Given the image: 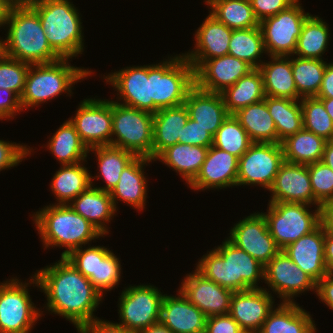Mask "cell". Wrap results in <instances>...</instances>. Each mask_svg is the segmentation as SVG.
Listing matches in <instances>:
<instances>
[{
    "mask_svg": "<svg viewBox=\"0 0 333 333\" xmlns=\"http://www.w3.org/2000/svg\"><path fill=\"white\" fill-rule=\"evenodd\" d=\"M36 271L30 285L35 284L47 296L45 307L49 312L64 317L77 329L97 319L93 312L103 296L65 257Z\"/></svg>",
    "mask_w": 333,
    "mask_h": 333,
    "instance_id": "6da1fadb",
    "label": "cell"
},
{
    "mask_svg": "<svg viewBox=\"0 0 333 333\" xmlns=\"http://www.w3.org/2000/svg\"><path fill=\"white\" fill-rule=\"evenodd\" d=\"M4 25L3 54L29 64L51 63L61 57L51 48L38 13L30 5H11Z\"/></svg>",
    "mask_w": 333,
    "mask_h": 333,
    "instance_id": "7a4b0ae2",
    "label": "cell"
},
{
    "mask_svg": "<svg viewBox=\"0 0 333 333\" xmlns=\"http://www.w3.org/2000/svg\"><path fill=\"white\" fill-rule=\"evenodd\" d=\"M196 270L233 292L261 288L258 281L264 280V266L228 239L203 255Z\"/></svg>",
    "mask_w": 333,
    "mask_h": 333,
    "instance_id": "3957f363",
    "label": "cell"
},
{
    "mask_svg": "<svg viewBox=\"0 0 333 333\" xmlns=\"http://www.w3.org/2000/svg\"><path fill=\"white\" fill-rule=\"evenodd\" d=\"M33 221L40 234L43 246L66 247L61 257L92 240L104 237L87 219L75 212L69 204H50L34 213Z\"/></svg>",
    "mask_w": 333,
    "mask_h": 333,
    "instance_id": "277c9868",
    "label": "cell"
},
{
    "mask_svg": "<svg viewBox=\"0 0 333 333\" xmlns=\"http://www.w3.org/2000/svg\"><path fill=\"white\" fill-rule=\"evenodd\" d=\"M30 6L38 13L51 48L71 59L82 54L84 43L81 17L69 0H40Z\"/></svg>",
    "mask_w": 333,
    "mask_h": 333,
    "instance_id": "5b68a950",
    "label": "cell"
},
{
    "mask_svg": "<svg viewBox=\"0 0 333 333\" xmlns=\"http://www.w3.org/2000/svg\"><path fill=\"white\" fill-rule=\"evenodd\" d=\"M68 60L60 58L51 63L30 64L20 96L23 110L54 99L62 92L71 95L73 84L93 73L85 68L71 66Z\"/></svg>",
    "mask_w": 333,
    "mask_h": 333,
    "instance_id": "8992f818",
    "label": "cell"
},
{
    "mask_svg": "<svg viewBox=\"0 0 333 333\" xmlns=\"http://www.w3.org/2000/svg\"><path fill=\"white\" fill-rule=\"evenodd\" d=\"M195 86V70L183 55L150 65V98L153 114L159 109L184 104L188 92Z\"/></svg>",
    "mask_w": 333,
    "mask_h": 333,
    "instance_id": "52a82bcc",
    "label": "cell"
},
{
    "mask_svg": "<svg viewBox=\"0 0 333 333\" xmlns=\"http://www.w3.org/2000/svg\"><path fill=\"white\" fill-rule=\"evenodd\" d=\"M112 136V146L152 160V113L112 101Z\"/></svg>",
    "mask_w": 333,
    "mask_h": 333,
    "instance_id": "ba28073f",
    "label": "cell"
},
{
    "mask_svg": "<svg viewBox=\"0 0 333 333\" xmlns=\"http://www.w3.org/2000/svg\"><path fill=\"white\" fill-rule=\"evenodd\" d=\"M266 218L270 234L282 250L288 244L311 233L320 225V207L312 212L311 205L293 202H269Z\"/></svg>",
    "mask_w": 333,
    "mask_h": 333,
    "instance_id": "9c48e42d",
    "label": "cell"
},
{
    "mask_svg": "<svg viewBox=\"0 0 333 333\" xmlns=\"http://www.w3.org/2000/svg\"><path fill=\"white\" fill-rule=\"evenodd\" d=\"M163 294L154 285L129 286L119 298L117 323L130 333H140L144 328L160 321Z\"/></svg>",
    "mask_w": 333,
    "mask_h": 333,
    "instance_id": "30bf717a",
    "label": "cell"
},
{
    "mask_svg": "<svg viewBox=\"0 0 333 333\" xmlns=\"http://www.w3.org/2000/svg\"><path fill=\"white\" fill-rule=\"evenodd\" d=\"M9 280L0 284V333H29L43 313L32 302L29 283Z\"/></svg>",
    "mask_w": 333,
    "mask_h": 333,
    "instance_id": "8fae6325",
    "label": "cell"
},
{
    "mask_svg": "<svg viewBox=\"0 0 333 333\" xmlns=\"http://www.w3.org/2000/svg\"><path fill=\"white\" fill-rule=\"evenodd\" d=\"M310 14L297 0L286 10L259 23L264 47L269 56H293L303 25Z\"/></svg>",
    "mask_w": 333,
    "mask_h": 333,
    "instance_id": "7c38bea8",
    "label": "cell"
},
{
    "mask_svg": "<svg viewBox=\"0 0 333 333\" xmlns=\"http://www.w3.org/2000/svg\"><path fill=\"white\" fill-rule=\"evenodd\" d=\"M283 162L281 143L253 142L239 158L236 186L257 184L269 190Z\"/></svg>",
    "mask_w": 333,
    "mask_h": 333,
    "instance_id": "4fadbf2b",
    "label": "cell"
},
{
    "mask_svg": "<svg viewBox=\"0 0 333 333\" xmlns=\"http://www.w3.org/2000/svg\"><path fill=\"white\" fill-rule=\"evenodd\" d=\"M74 118H69L75 126L81 141L92 148L111 145L112 100L84 99L80 102Z\"/></svg>",
    "mask_w": 333,
    "mask_h": 333,
    "instance_id": "5bb4252c",
    "label": "cell"
},
{
    "mask_svg": "<svg viewBox=\"0 0 333 333\" xmlns=\"http://www.w3.org/2000/svg\"><path fill=\"white\" fill-rule=\"evenodd\" d=\"M227 238L239 249L244 250L264 267L281 250L270 234L263 213L250 214L234 224Z\"/></svg>",
    "mask_w": 333,
    "mask_h": 333,
    "instance_id": "9a60e30c",
    "label": "cell"
},
{
    "mask_svg": "<svg viewBox=\"0 0 333 333\" xmlns=\"http://www.w3.org/2000/svg\"><path fill=\"white\" fill-rule=\"evenodd\" d=\"M264 281L285 303H294V296L307 290L316 291V282L283 250H280L264 267Z\"/></svg>",
    "mask_w": 333,
    "mask_h": 333,
    "instance_id": "2e32d148",
    "label": "cell"
},
{
    "mask_svg": "<svg viewBox=\"0 0 333 333\" xmlns=\"http://www.w3.org/2000/svg\"><path fill=\"white\" fill-rule=\"evenodd\" d=\"M184 278L178 290L207 318L229 313L233 291L205 278L196 269Z\"/></svg>",
    "mask_w": 333,
    "mask_h": 333,
    "instance_id": "e0dca14e",
    "label": "cell"
},
{
    "mask_svg": "<svg viewBox=\"0 0 333 333\" xmlns=\"http://www.w3.org/2000/svg\"><path fill=\"white\" fill-rule=\"evenodd\" d=\"M120 95L115 101L153 114L150 98V65L126 67L104 78Z\"/></svg>",
    "mask_w": 333,
    "mask_h": 333,
    "instance_id": "ac0fdd59",
    "label": "cell"
},
{
    "mask_svg": "<svg viewBox=\"0 0 333 333\" xmlns=\"http://www.w3.org/2000/svg\"><path fill=\"white\" fill-rule=\"evenodd\" d=\"M272 196L269 202H293L316 205L307 165L284 161L269 188Z\"/></svg>",
    "mask_w": 333,
    "mask_h": 333,
    "instance_id": "d6986e66",
    "label": "cell"
},
{
    "mask_svg": "<svg viewBox=\"0 0 333 333\" xmlns=\"http://www.w3.org/2000/svg\"><path fill=\"white\" fill-rule=\"evenodd\" d=\"M254 68L231 55L206 60L195 71V85L206 92L222 93Z\"/></svg>",
    "mask_w": 333,
    "mask_h": 333,
    "instance_id": "ffe728a7",
    "label": "cell"
},
{
    "mask_svg": "<svg viewBox=\"0 0 333 333\" xmlns=\"http://www.w3.org/2000/svg\"><path fill=\"white\" fill-rule=\"evenodd\" d=\"M266 288H252L232 294L229 314L242 330L258 332L274 309V299Z\"/></svg>",
    "mask_w": 333,
    "mask_h": 333,
    "instance_id": "44dd1931",
    "label": "cell"
},
{
    "mask_svg": "<svg viewBox=\"0 0 333 333\" xmlns=\"http://www.w3.org/2000/svg\"><path fill=\"white\" fill-rule=\"evenodd\" d=\"M193 51L183 53L196 71L206 60L228 55L232 29L209 14L195 32Z\"/></svg>",
    "mask_w": 333,
    "mask_h": 333,
    "instance_id": "7402d4cb",
    "label": "cell"
},
{
    "mask_svg": "<svg viewBox=\"0 0 333 333\" xmlns=\"http://www.w3.org/2000/svg\"><path fill=\"white\" fill-rule=\"evenodd\" d=\"M239 158L213 145L196 178L188 185L193 190L236 186Z\"/></svg>",
    "mask_w": 333,
    "mask_h": 333,
    "instance_id": "603a6c76",
    "label": "cell"
},
{
    "mask_svg": "<svg viewBox=\"0 0 333 333\" xmlns=\"http://www.w3.org/2000/svg\"><path fill=\"white\" fill-rule=\"evenodd\" d=\"M325 232L319 225L311 233L282 249L287 256L316 283L328 274L325 265Z\"/></svg>",
    "mask_w": 333,
    "mask_h": 333,
    "instance_id": "cb8c5ba5",
    "label": "cell"
},
{
    "mask_svg": "<svg viewBox=\"0 0 333 333\" xmlns=\"http://www.w3.org/2000/svg\"><path fill=\"white\" fill-rule=\"evenodd\" d=\"M207 316L179 290L178 297L164 294L160 321L173 333H205Z\"/></svg>",
    "mask_w": 333,
    "mask_h": 333,
    "instance_id": "d4e9b609",
    "label": "cell"
},
{
    "mask_svg": "<svg viewBox=\"0 0 333 333\" xmlns=\"http://www.w3.org/2000/svg\"><path fill=\"white\" fill-rule=\"evenodd\" d=\"M184 105L188 110L189 118L196 121L213 137L230 115L221 93L206 92L196 85L188 92Z\"/></svg>",
    "mask_w": 333,
    "mask_h": 333,
    "instance_id": "484cf974",
    "label": "cell"
},
{
    "mask_svg": "<svg viewBox=\"0 0 333 333\" xmlns=\"http://www.w3.org/2000/svg\"><path fill=\"white\" fill-rule=\"evenodd\" d=\"M150 158L136 156L125 168L119 177V182L110 192L115 209L118 198L137 210L145 207L147 195V180L144 176V167L152 162ZM147 163V164H146Z\"/></svg>",
    "mask_w": 333,
    "mask_h": 333,
    "instance_id": "4316f807",
    "label": "cell"
},
{
    "mask_svg": "<svg viewBox=\"0 0 333 333\" xmlns=\"http://www.w3.org/2000/svg\"><path fill=\"white\" fill-rule=\"evenodd\" d=\"M188 119L189 113L184 104L159 109L153 114L152 160L163 150L179 142Z\"/></svg>",
    "mask_w": 333,
    "mask_h": 333,
    "instance_id": "83f0119b",
    "label": "cell"
},
{
    "mask_svg": "<svg viewBox=\"0 0 333 333\" xmlns=\"http://www.w3.org/2000/svg\"><path fill=\"white\" fill-rule=\"evenodd\" d=\"M69 206L87 219L103 235L109 233L106 223L111 221V217H114L116 212L110 192L100 190L91 184L78 197L73 199Z\"/></svg>",
    "mask_w": 333,
    "mask_h": 333,
    "instance_id": "f1b7e54d",
    "label": "cell"
},
{
    "mask_svg": "<svg viewBox=\"0 0 333 333\" xmlns=\"http://www.w3.org/2000/svg\"><path fill=\"white\" fill-rule=\"evenodd\" d=\"M268 63L263 62L259 70L263 76L265 96L300 100L292 71V57L269 56Z\"/></svg>",
    "mask_w": 333,
    "mask_h": 333,
    "instance_id": "f546056e",
    "label": "cell"
},
{
    "mask_svg": "<svg viewBox=\"0 0 333 333\" xmlns=\"http://www.w3.org/2000/svg\"><path fill=\"white\" fill-rule=\"evenodd\" d=\"M315 322L299 304L281 302L269 313L257 333H313Z\"/></svg>",
    "mask_w": 333,
    "mask_h": 333,
    "instance_id": "4dcf8cb0",
    "label": "cell"
},
{
    "mask_svg": "<svg viewBox=\"0 0 333 333\" xmlns=\"http://www.w3.org/2000/svg\"><path fill=\"white\" fill-rule=\"evenodd\" d=\"M209 148L177 143L163 150L155 159L179 173L187 184L199 174Z\"/></svg>",
    "mask_w": 333,
    "mask_h": 333,
    "instance_id": "1f68e13d",
    "label": "cell"
},
{
    "mask_svg": "<svg viewBox=\"0 0 333 333\" xmlns=\"http://www.w3.org/2000/svg\"><path fill=\"white\" fill-rule=\"evenodd\" d=\"M252 142L277 143V131L265 100L250 104L233 114Z\"/></svg>",
    "mask_w": 333,
    "mask_h": 333,
    "instance_id": "d6a6232c",
    "label": "cell"
},
{
    "mask_svg": "<svg viewBox=\"0 0 333 333\" xmlns=\"http://www.w3.org/2000/svg\"><path fill=\"white\" fill-rule=\"evenodd\" d=\"M221 95L230 115L250 104L264 100L265 93L261 71L259 68H254L234 85L226 88Z\"/></svg>",
    "mask_w": 333,
    "mask_h": 333,
    "instance_id": "836d02e7",
    "label": "cell"
},
{
    "mask_svg": "<svg viewBox=\"0 0 333 333\" xmlns=\"http://www.w3.org/2000/svg\"><path fill=\"white\" fill-rule=\"evenodd\" d=\"M61 166L50 185L57 204L67 205L91 185V174L81 163Z\"/></svg>",
    "mask_w": 333,
    "mask_h": 333,
    "instance_id": "e575fe53",
    "label": "cell"
},
{
    "mask_svg": "<svg viewBox=\"0 0 333 333\" xmlns=\"http://www.w3.org/2000/svg\"><path fill=\"white\" fill-rule=\"evenodd\" d=\"M327 140L304 128L281 142L284 161L309 165L322 159Z\"/></svg>",
    "mask_w": 333,
    "mask_h": 333,
    "instance_id": "d590c367",
    "label": "cell"
},
{
    "mask_svg": "<svg viewBox=\"0 0 333 333\" xmlns=\"http://www.w3.org/2000/svg\"><path fill=\"white\" fill-rule=\"evenodd\" d=\"M47 149L61 165L83 163L86 161L88 148L81 141L75 126L66 120L48 141Z\"/></svg>",
    "mask_w": 333,
    "mask_h": 333,
    "instance_id": "8d00e7d4",
    "label": "cell"
},
{
    "mask_svg": "<svg viewBox=\"0 0 333 333\" xmlns=\"http://www.w3.org/2000/svg\"><path fill=\"white\" fill-rule=\"evenodd\" d=\"M264 100L276 125L277 143L303 129L300 100L271 96H265Z\"/></svg>",
    "mask_w": 333,
    "mask_h": 333,
    "instance_id": "74e56055",
    "label": "cell"
},
{
    "mask_svg": "<svg viewBox=\"0 0 333 333\" xmlns=\"http://www.w3.org/2000/svg\"><path fill=\"white\" fill-rule=\"evenodd\" d=\"M95 152L98 161L99 176H90L91 184L92 180L98 179L100 176L105 180V187H96L100 190L111 192L112 189L119 182V177L123 172L125 166H127L136 156L124 149L115 147L112 145L96 146L89 148L88 152ZM94 178V179H93Z\"/></svg>",
    "mask_w": 333,
    "mask_h": 333,
    "instance_id": "f35d334b",
    "label": "cell"
},
{
    "mask_svg": "<svg viewBox=\"0 0 333 333\" xmlns=\"http://www.w3.org/2000/svg\"><path fill=\"white\" fill-rule=\"evenodd\" d=\"M327 23L318 15H309L303 25L293 54L304 59L323 60L322 55L327 49L330 33Z\"/></svg>",
    "mask_w": 333,
    "mask_h": 333,
    "instance_id": "ab89813d",
    "label": "cell"
},
{
    "mask_svg": "<svg viewBox=\"0 0 333 333\" xmlns=\"http://www.w3.org/2000/svg\"><path fill=\"white\" fill-rule=\"evenodd\" d=\"M210 14L232 30L259 26L249 0H205Z\"/></svg>",
    "mask_w": 333,
    "mask_h": 333,
    "instance_id": "60d3db41",
    "label": "cell"
},
{
    "mask_svg": "<svg viewBox=\"0 0 333 333\" xmlns=\"http://www.w3.org/2000/svg\"><path fill=\"white\" fill-rule=\"evenodd\" d=\"M263 53L266 50L260 26L232 30L228 55L247 62L253 68H259L263 63L259 60Z\"/></svg>",
    "mask_w": 333,
    "mask_h": 333,
    "instance_id": "b9f144b4",
    "label": "cell"
},
{
    "mask_svg": "<svg viewBox=\"0 0 333 333\" xmlns=\"http://www.w3.org/2000/svg\"><path fill=\"white\" fill-rule=\"evenodd\" d=\"M326 65L324 60L292 57L293 78L302 98L318 95Z\"/></svg>",
    "mask_w": 333,
    "mask_h": 333,
    "instance_id": "7bdbcfd3",
    "label": "cell"
},
{
    "mask_svg": "<svg viewBox=\"0 0 333 333\" xmlns=\"http://www.w3.org/2000/svg\"><path fill=\"white\" fill-rule=\"evenodd\" d=\"M119 258L104 246H96L95 274L89 278L94 288L103 296L104 291H111L121 278Z\"/></svg>",
    "mask_w": 333,
    "mask_h": 333,
    "instance_id": "ee69618b",
    "label": "cell"
},
{
    "mask_svg": "<svg viewBox=\"0 0 333 333\" xmlns=\"http://www.w3.org/2000/svg\"><path fill=\"white\" fill-rule=\"evenodd\" d=\"M253 142L234 115L221 124L213 137V146L240 158Z\"/></svg>",
    "mask_w": 333,
    "mask_h": 333,
    "instance_id": "f6af8a7d",
    "label": "cell"
},
{
    "mask_svg": "<svg viewBox=\"0 0 333 333\" xmlns=\"http://www.w3.org/2000/svg\"><path fill=\"white\" fill-rule=\"evenodd\" d=\"M303 115V128L327 141H333V121L325 110L323 102L314 97L300 99Z\"/></svg>",
    "mask_w": 333,
    "mask_h": 333,
    "instance_id": "bcb514c9",
    "label": "cell"
},
{
    "mask_svg": "<svg viewBox=\"0 0 333 333\" xmlns=\"http://www.w3.org/2000/svg\"><path fill=\"white\" fill-rule=\"evenodd\" d=\"M30 64L0 55V88L13 91L19 98L23 92Z\"/></svg>",
    "mask_w": 333,
    "mask_h": 333,
    "instance_id": "7dc6e473",
    "label": "cell"
},
{
    "mask_svg": "<svg viewBox=\"0 0 333 333\" xmlns=\"http://www.w3.org/2000/svg\"><path fill=\"white\" fill-rule=\"evenodd\" d=\"M314 198L320 203L333 199V170L322 161L307 165Z\"/></svg>",
    "mask_w": 333,
    "mask_h": 333,
    "instance_id": "c3c4849f",
    "label": "cell"
},
{
    "mask_svg": "<svg viewBox=\"0 0 333 333\" xmlns=\"http://www.w3.org/2000/svg\"><path fill=\"white\" fill-rule=\"evenodd\" d=\"M26 145L0 140V171L17 166L24 158L31 155Z\"/></svg>",
    "mask_w": 333,
    "mask_h": 333,
    "instance_id": "681fc988",
    "label": "cell"
},
{
    "mask_svg": "<svg viewBox=\"0 0 333 333\" xmlns=\"http://www.w3.org/2000/svg\"><path fill=\"white\" fill-rule=\"evenodd\" d=\"M65 258L86 278L89 279L92 274H95L96 246L87 247L84 250L80 247Z\"/></svg>",
    "mask_w": 333,
    "mask_h": 333,
    "instance_id": "f907efd6",
    "label": "cell"
},
{
    "mask_svg": "<svg viewBox=\"0 0 333 333\" xmlns=\"http://www.w3.org/2000/svg\"><path fill=\"white\" fill-rule=\"evenodd\" d=\"M179 143L209 148L213 145V136L196 121L189 118L186 125L183 126Z\"/></svg>",
    "mask_w": 333,
    "mask_h": 333,
    "instance_id": "816d5d0a",
    "label": "cell"
},
{
    "mask_svg": "<svg viewBox=\"0 0 333 333\" xmlns=\"http://www.w3.org/2000/svg\"><path fill=\"white\" fill-rule=\"evenodd\" d=\"M259 23L271 16L286 10L297 0H249Z\"/></svg>",
    "mask_w": 333,
    "mask_h": 333,
    "instance_id": "f5cc1de1",
    "label": "cell"
},
{
    "mask_svg": "<svg viewBox=\"0 0 333 333\" xmlns=\"http://www.w3.org/2000/svg\"><path fill=\"white\" fill-rule=\"evenodd\" d=\"M241 330L229 313L206 319L205 333H239Z\"/></svg>",
    "mask_w": 333,
    "mask_h": 333,
    "instance_id": "db71d44e",
    "label": "cell"
},
{
    "mask_svg": "<svg viewBox=\"0 0 333 333\" xmlns=\"http://www.w3.org/2000/svg\"><path fill=\"white\" fill-rule=\"evenodd\" d=\"M20 111H23L20 98L13 91L0 88V118H14Z\"/></svg>",
    "mask_w": 333,
    "mask_h": 333,
    "instance_id": "11a10c76",
    "label": "cell"
},
{
    "mask_svg": "<svg viewBox=\"0 0 333 333\" xmlns=\"http://www.w3.org/2000/svg\"><path fill=\"white\" fill-rule=\"evenodd\" d=\"M77 331L79 333H130L117 323L105 321L99 318L81 325Z\"/></svg>",
    "mask_w": 333,
    "mask_h": 333,
    "instance_id": "9f6ffc18",
    "label": "cell"
},
{
    "mask_svg": "<svg viewBox=\"0 0 333 333\" xmlns=\"http://www.w3.org/2000/svg\"><path fill=\"white\" fill-rule=\"evenodd\" d=\"M316 295L333 310V273H328L316 283Z\"/></svg>",
    "mask_w": 333,
    "mask_h": 333,
    "instance_id": "6f0895ef",
    "label": "cell"
},
{
    "mask_svg": "<svg viewBox=\"0 0 333 333\" xmlns=\"http://www.w3.org/2000/svg\"><path fill=\"white\" fill-rule=\"evenodd\" d=\"M320 225L325 234H333V199L320 205Z\"/></svg>",
    "mask_w": 333,
    "mask_h": 333,
    "instance_id": "680465c9",
    "label": "cell"
},
{
    "mask_svg": "<svg viewBox=\"0 0 333 333\" xmlns=\"http://www.w3.org/2000/svg\"><path fill=\"white\" fill-rule=\"evenodd\" d=\"M317 98H333V62L327 63Z\"/></svg>",
    "mask_w": 333,
    "mask_h": 333,
    "instance_id": "91938a15",
    "label": "cell"
},
{
    "mask_svg": "<svg viewBox=\"0 0 333 333\" xmlns=\"http://www.w3.org/2000/svg\"><path fill=\"white\" fill-rule=\"evenodd\" d=\"M325 265L328 273H333V234H325Z\"/></svg>",
    "mask_w": 333,
    "mask_h": 333,
    "instance_id": "94428289",
    "label": "cell"
},
{
    "mask_svg": "<svg viewBox=\"0 0 333 333\" xmlns=\"http://www.w3.org/2000/svg\"><path fill=\"white\" fill-rule=\"evenodd\" d=\"M321 161L333 170V141H327Z\"/></svg>",
    "mask_w": 333,
    "mask_h": 333,
    "instance_id": "6125c7cd",
    "label": "cell"
},
{
    "mask_svg": "<svg viewBox=\"0 0 333 333\" xmlns=\"http://www.w3.org/2000/svg\"><path fill=\"white\" fill-rule=\"evenodd\" d=\"M140 333H173L168 329L161 321L155 323L154 325L144 328Z\"/></svg>",
    "mask_w": 333,
    "mask_h": 333,
    "instance_id": "be15d7a7",
    "label": "cell"
},
{
    "mask_svg": "<svg viewBox=\"0 0 333 333\" xmlns=\"http://www.w3.org/2000/svg\"><path fill=\"white\" fill-rule=\"evenodd\" d=\"M10 6L8 0H0V27L4 26Z\"/></svg>",
    "mask_w": 333,
    "mask_h": 333,
    "instance_id": "e7e4bbea",
    "label": "cell"
},
{
    "mask_svg": "<svg viewBox=\"0 0 333 333\" xmlns=\"http://www.w3.org/2000/svg\"><path fill=\"white\" fill-rule=\"evenodd\" d=\"M333 121V98H319Z\"/></svg>",
    "mask_w": 333,
    "mask_h": 333,
    "instance_id": "03108f58",
    "label": "cell"
},
{
    "mask_svg": "<svg viewBox=\"0 0 333 333\" xmlns=\"http://www.w3.org/2000/svg\"><path fill=\"white\" fill-rule=\"evenodd\" d=\"M11 5H30L40 0H8Z\"/></svg>",
    "mask_w": 333,
    "mask_h": 333,
    "instance_id": "003e7915",
    "label": "cell"
},
{
    "mask_svg": "<svg viewBox=\"0 0 333 333\" xmlns=\"http://www.w3.org/2000/svg\"><path fill=\"white\" fill-rule=\"evenodd\" d=\"M3 53V40H0V55Z\"/></svg>",
    "mask_w": 333,
    "mask_h": 333,
    "instance_id": "a7ac6f4b",
    "label": "cell"
},
{
    "mask_svg": "<svg viewBox=\"0 0 333 333\" xmlns=\"http://www.w3.org/2000/svg\"><path fill=\"white\" fill-rule=\"evenodd\" d=\"M239 333H256V332L249 331V330H241Z\"/></svg>",
    "mask_w": 333,
    "mask_h": 333,
    "instance_id": "89a4df30",
    "label": "cell"
}]
</instances>
